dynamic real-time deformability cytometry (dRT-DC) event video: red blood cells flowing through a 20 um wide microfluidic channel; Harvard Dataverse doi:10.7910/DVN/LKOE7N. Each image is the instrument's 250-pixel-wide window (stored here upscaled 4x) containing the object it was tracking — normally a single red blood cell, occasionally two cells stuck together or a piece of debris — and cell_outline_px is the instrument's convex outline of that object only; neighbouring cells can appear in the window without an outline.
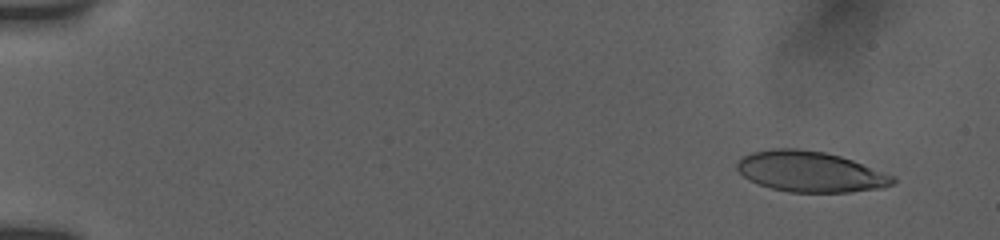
{"species": "human", "species_latin": "Homo sapiens", "temperature_condition": "room temperature", "stored_images_in_passage": 54, "camera_frame_rate_fps": 3000, "um_per_image_px": 0.085, "donor": {"sex": "female"}, "frame": {"image": 1, "passage_image": 4, "time_ms": 1.0, "image_size_px": [1000, 240], "cell_outline_px": [[896, 180], [892, 184], [884, 188], [848, 192], [788, 192], [772, 188], [760, 184], [744, 176], [736, 168], [736, 164], [744, 156], [752, 152], [772, 148], [796, 148], [824, 152], [840, 156], [852, 160], [896, 176]], "centroid_in_image_um": [68.91, 14.59], "position_along_channel_um": 16.1, "area_um2": 36.76}}
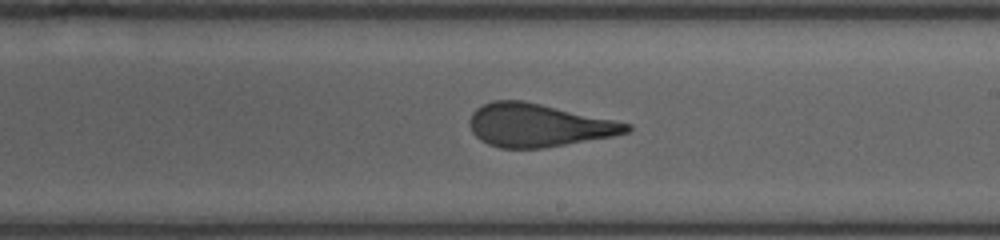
{"frame": {"image": 2, "passage_image": 33, "time_ms": 10.667, "image_size_px": [1000, 240], "cell_outline_px": [[632, 128], [628, 132], [612, 136], [544, 148], [500, 148], [488, 144], [480, 140], [472, 132], [468, 124], [468, 120], [472, 112], [476, 108], [492, 100], [524, 100], [632, 124]], "centroid_in_image_um": [45.71, 10.64], "position_along_channel_um": 243.3, "area_um2": 39.42}}
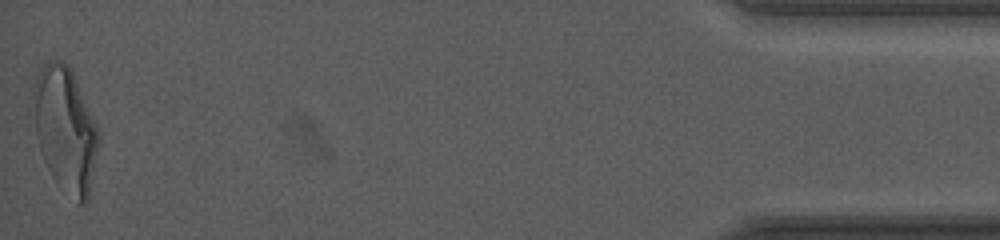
{"frame": {"image": 3, "passage_image": 54, "time_ms": 17.667, "image_size_px": [1000, 240], "cell_outline_px": [[100, 140], [88, 196], [84, 204], [76, 204], [52, 176], [44, 160], [36, 136], [32, 92], [40, 68], [48, 60], [60, 60], [68, 64], [72, 72], [100, 136]], "centroid_in_image_um": [5.53, 11.01], "position_along_channel_um": 429.7, "area_um2": 46.53}, "authors_computed_cell_mechanics": {"area_um2": 39.6797, "velocity_mm_per_s": 3.8453, "shape_relaxation_time_tau1_ms": 9.1937, "shape_relaxation_time_tau2_ms": 0.9152, "deformation_change_tau1": 0.2786, "deformation_change_tau2": 0.1062}}